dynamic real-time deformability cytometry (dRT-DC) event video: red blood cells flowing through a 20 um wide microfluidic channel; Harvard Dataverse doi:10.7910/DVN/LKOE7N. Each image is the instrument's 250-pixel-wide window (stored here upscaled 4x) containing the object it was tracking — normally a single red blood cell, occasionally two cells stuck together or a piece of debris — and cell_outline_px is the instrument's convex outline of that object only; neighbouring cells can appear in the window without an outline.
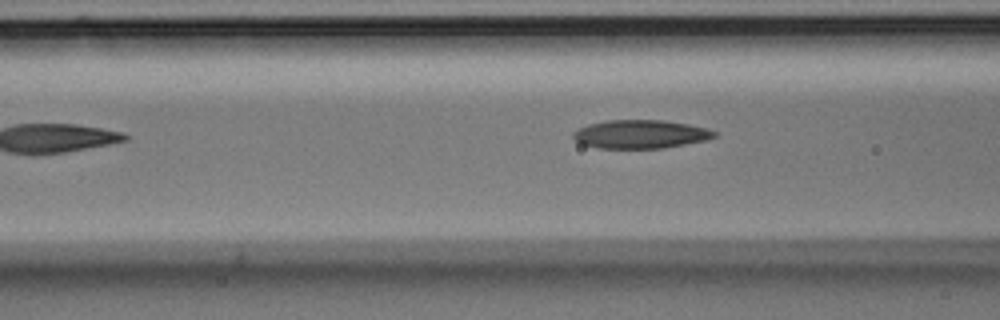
{"species": "Egyptian fruit bat (a non-hibernating species)", "species_latin": "Rousettus aegyptiacus", "temperature_condition": "room temperature", "stored_images_in_passage": 5, "camera_frame_rate_fps": 3000, "um_per_image_px": 0.085, "animal": {"sex": "male"}, "frame": {"image": 1, "passage_image": 5, "time_ms": 1.333, "image_size_px": [1000, 320], "cell_outline_px": [[716, 136], [708, 140], [664, 148], [600, 148], [584, 144], [576, 140], [572, 136], [572, 132], [588, 124], [608, 120], [664, 120], [688, 124], [708, 128], [716, 132]], "centroid_in_image_um": [54.48, 11.4], "position_along_channel_um": 112.1, "area_um2": 23.41}}